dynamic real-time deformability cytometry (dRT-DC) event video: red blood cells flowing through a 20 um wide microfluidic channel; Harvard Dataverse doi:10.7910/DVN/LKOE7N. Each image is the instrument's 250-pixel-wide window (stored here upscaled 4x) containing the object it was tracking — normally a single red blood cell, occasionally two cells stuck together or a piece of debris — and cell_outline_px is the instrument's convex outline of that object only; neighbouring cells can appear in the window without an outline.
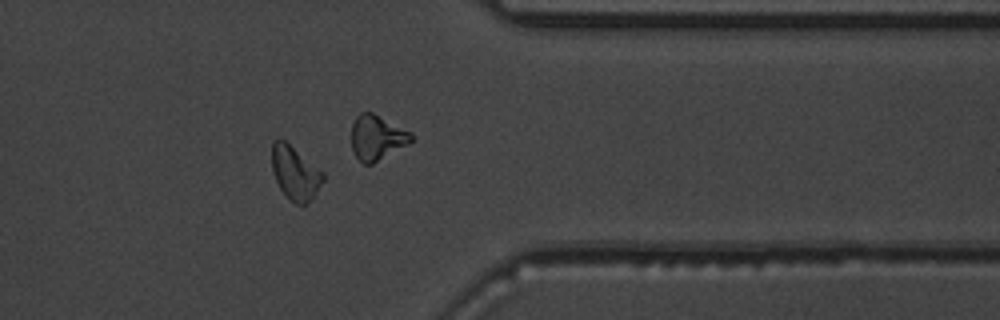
{"species": "common noctule bat (a hibernating species)", "species_latin": "Nyctalus noctula", "temperature_condition": "warm", "stored_images_in_passage": 36, "camera_frame_rate_fps": 3000, "um_per_image_px": 0.085, "animal": {"sex": "male", "body_mass_g": 19.5, "forearm_length_mm": 54.6}, "frame": {"image": 1, "passage_image": 26, "time_ms": 8.333, "image_size_px": [1000, 320], "cell_outline_px": [[324, 180], [316, 192], [304, 204], [296, 204], [288, 200], [280, 188], [272, 172], [272, 140], [280, 136], [324, 172]], "centroid_in_image_um": [25.05, 14.65], "position_along_channel_um": 386.3, "area_um2": 16.07}, "authors_computed_cell_mechanics": {"area_um2": 16.0106, "velocity_mm_per_s": 3.6946, "shape_relaxation_time_tau1_ms": 3.1027, "shape_relaxation_time_tau2_ms": 2.1056, "deformation_change_tau1": 0.095, "deformation_change_tau2": 0.0702}}